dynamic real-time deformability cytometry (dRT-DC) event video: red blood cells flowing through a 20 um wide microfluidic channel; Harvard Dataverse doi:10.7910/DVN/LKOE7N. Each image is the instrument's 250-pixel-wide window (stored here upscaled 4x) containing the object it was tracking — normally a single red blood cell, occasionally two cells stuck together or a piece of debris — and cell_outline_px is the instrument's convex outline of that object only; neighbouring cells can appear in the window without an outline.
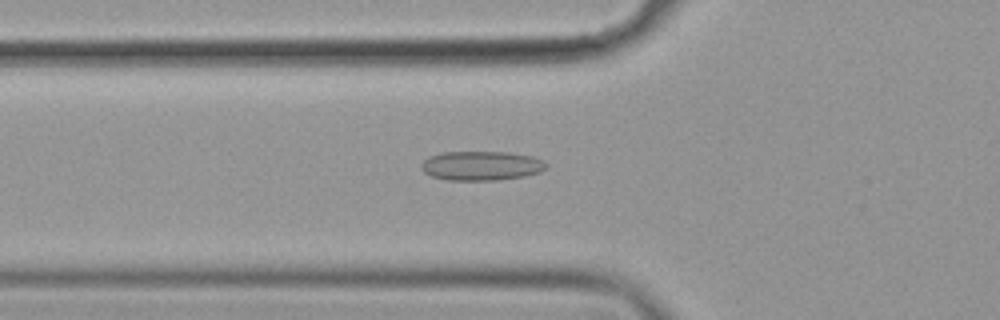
{"species": "common noctule bat (a hibernating species)", "species_latin": "Nyctalus noctula", "temperature_condition": "cold", "stored_images_in_passage": 56, "camera_frame_rate_fps": 3000, "um_per_image_px": 0.085, "animal": {"sex": "female", "body_mass_g": 19.9}, "frame": {"image": 1, "passage_image": 20, "time_ms": 6.333, "image_size_px": [1000, 320], "cell_outline_px": [[548, 164], [540, 172], [524, 176], [496, 180], [448, 180], [432, 176], [424, 172], [420, 168], [420, 164], [428, 156], [444, 152], [508, 152], [532, 156]], "centroid_in_image_um": [40.87, 14.08], "position_along_channel_um": 84.9, "area_um2": 21.27}}
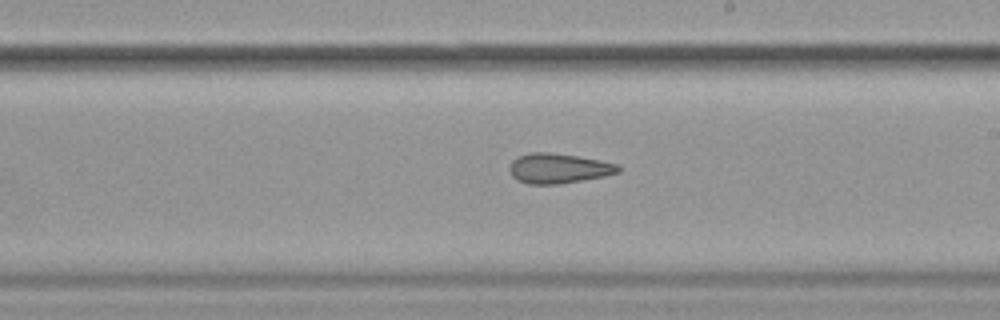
{"frame": {"image": 2, "passage_image": 33, "time_ms": 10.667, "image_size_px": [1000, 320], "cell_outline_px": [[620, 172], [604, 176], [560, 184], [528, 184], [516, 180], [512, 176], [508, 168], [512, 160], [516, 156], [532, 152], [548, 152], [576, 156], [620, 164]], "centroid_in_image_um": [47.44, 14.31], "position_along_channel_um": 241.6, "area_um2": 19.07}}
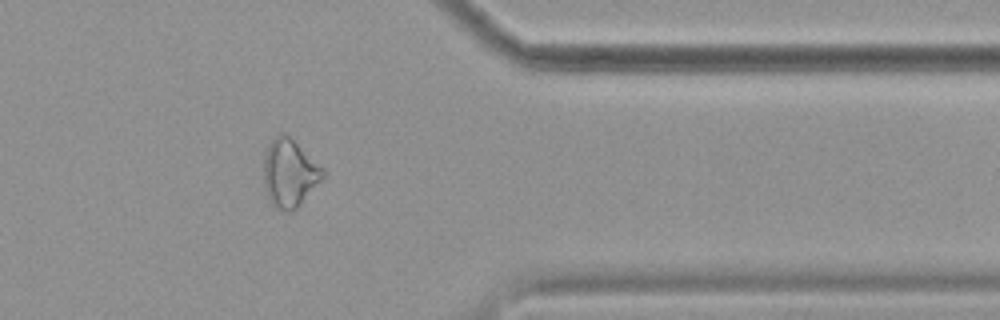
{"frame": {"image": 3, "passage_image": 46, "time_ms": 15.0, "image_size_px": [1000, 320], "cell_outline_px": [[324, 176], [300, 204], [296, 208], [288, 212], [284, 212], [276, 208], [268, 200], [264, 180], [264, 156], [272, 140], [280, 132], [284, 132], [324, 168]], "centroid_in_image_um": [24.6, 14.73], "position_along_channel_um": 386.8, "area_um2": 23.0}, "authors_computed_cell_mechanics": {"area_um2": 21.386, "velocity_mm_per_s": 3.6091, "shape_relaxation_time_tau1_ms": null, "shape_relaxation_time_tau2_ms": 4.4961, "deformation_change_tau1": null, "deformation_change_tau2": 0.1209}}